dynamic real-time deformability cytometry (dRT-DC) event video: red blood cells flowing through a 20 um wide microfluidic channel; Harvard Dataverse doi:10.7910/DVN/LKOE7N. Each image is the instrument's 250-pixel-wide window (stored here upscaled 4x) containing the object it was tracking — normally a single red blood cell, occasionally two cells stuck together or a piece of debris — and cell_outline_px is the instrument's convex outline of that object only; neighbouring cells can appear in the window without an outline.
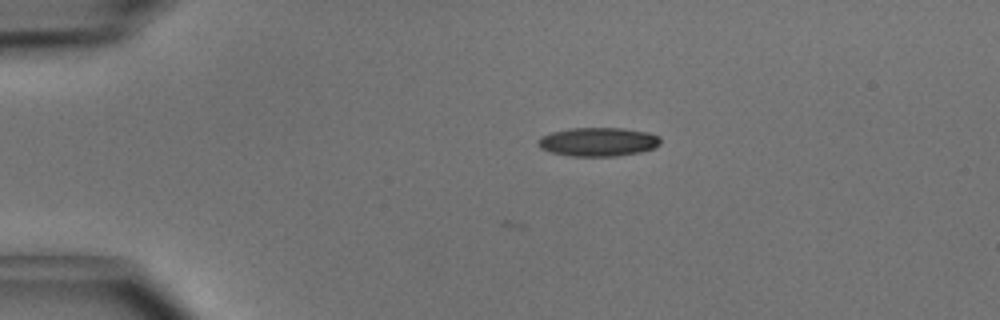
{"species": "common noctule bat (a hibernating species)", "species_latin": "Nyctalus noctula", "temperature_condition": "cold", "stored_images_in_passage": 3, "camera_frame_rate_fps": 3000, "um_per_image_px": 0.085, "animal": {"sex": "male", "body_mass_g": 15.6}, "frame": {"image": 1, "passage_image": 3, "time_ms": 0.667, "image_size_px": [1000, 320], "cell_outline_px": [[660, 144], [652, 148], [640, 152], [616, 156], [568, 156], [552, 152], [540, 148], [536, 144], [536, 140], [540, 136], [552, 132], [572, 128], [620, 128], [644, 132], [660, 136]], "centroid_in_image_um": [50.78, 12.06], "position_along_channel_um": 34.2, "area_um2": 20.46}}